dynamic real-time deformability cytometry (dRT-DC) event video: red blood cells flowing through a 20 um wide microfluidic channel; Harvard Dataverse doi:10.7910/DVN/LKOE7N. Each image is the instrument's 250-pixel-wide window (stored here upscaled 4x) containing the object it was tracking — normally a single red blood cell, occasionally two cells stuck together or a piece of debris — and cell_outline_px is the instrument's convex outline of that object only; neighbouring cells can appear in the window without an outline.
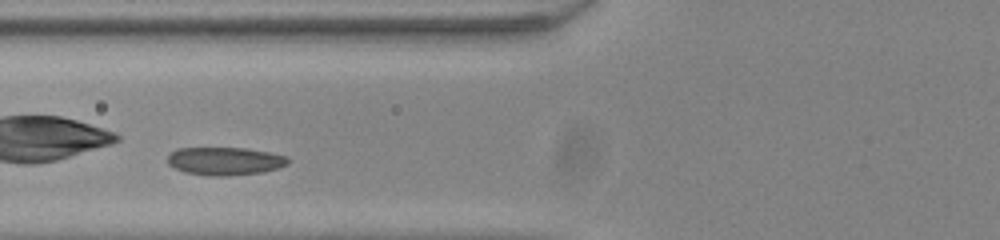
{"species": "common noctule bat (a hibernating species)", "species_latin": "Nyctalus noctula", "temperature_condition": "room temperature", "stored_images_in_passage": 35, "camera_frame_rate_fps": 3000, "um_per_image_px": 0.085, "animal": {"sex": "male", "body_mass_g": 20.0, "forearm_length_mm": 53.3}, "frame": {"image": 1, "passage_image": 6, "time_ms": 1.667, "image_size_px": [1000, 240], "cell_outline_px": [[288, 164], [264, 172], [224, 176], [208, 176], [184, 172], [172, 168], [168, 164], [168, 156], [172, 152], [180, 148], [244, 148], [268, 152], [288, 156]], "centroid_in_image_um": [19.09, 13.7], "position_along_channel_um": 106.7, "area_um2": 19.65}}
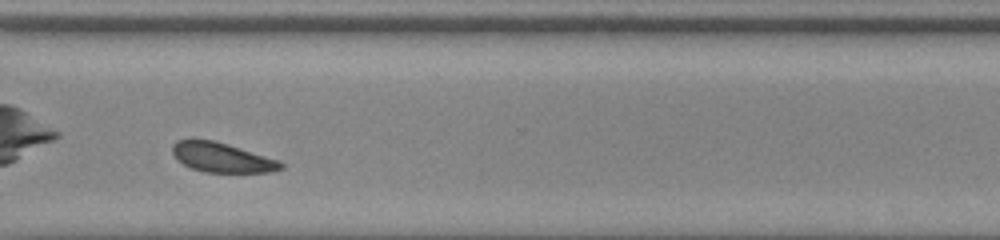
{"frame": {"image": 2, "passage_image": 25, "time_ms": 8.0, "image_size_px": [1000, 240], "cell_outline_px": [[284, 168], [272, 172], [204, 172], [192, 168], [184, 164], [172, 152], [172, 144], [176, 140], [212, 140], [228, 144], [280, 160], [284, 164]], "centroid_in_image_um": [18.92, 13.39], "position_along_channel_um": 351.7, "area_um2": 18.55}, "authors_computed_cell_mechanics": {"area_um2": 18.9006, "velocity_mm_per_s": 3.8626, "shape_relaxation_time_tau1_ms": 6.7903, "shape_relaxation_time_tau2_ms": 2.1007, "deformation_change_tau1": 0.1479, "deformation_change_tau2": 0.0725}}